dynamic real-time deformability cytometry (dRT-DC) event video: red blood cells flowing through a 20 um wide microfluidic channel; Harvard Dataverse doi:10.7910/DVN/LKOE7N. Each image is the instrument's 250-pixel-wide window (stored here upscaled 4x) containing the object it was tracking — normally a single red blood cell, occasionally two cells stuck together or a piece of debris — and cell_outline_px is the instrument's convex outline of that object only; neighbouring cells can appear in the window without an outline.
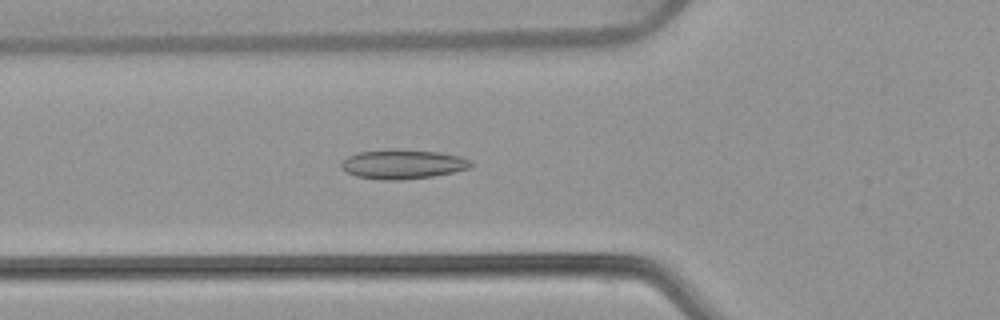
{"species": "common noctule bat (a hibernating species)", "species_latin": "Nyctalus noctula", "temperature_condition": "warm", "stored_images_in_passage": 53, "camera_frame_rate_fps": 3000, "um_per_image_px": 0.085, "animal": {"sex": "female", "body_mass_g": 22.7, "forearm_length_mm": 54.2}, "frame": {"image": 1, "passage_image": 19, "time_ms": 6.0, "image_size_px": [1000, 320], "cell_outline_px": [[472, 164], [468, 168], [452, 172], [432, 176], [400, 180], [380, 180], [356, 176], [348, 172], [340, 164], [348, 156], [360, 152], [436, 152], [460, 156], [472, 160]], "centroid_in_image_um": [34.26, 14.01], "position_along_channel_um": 91.5, "area_um2": 20.92}}
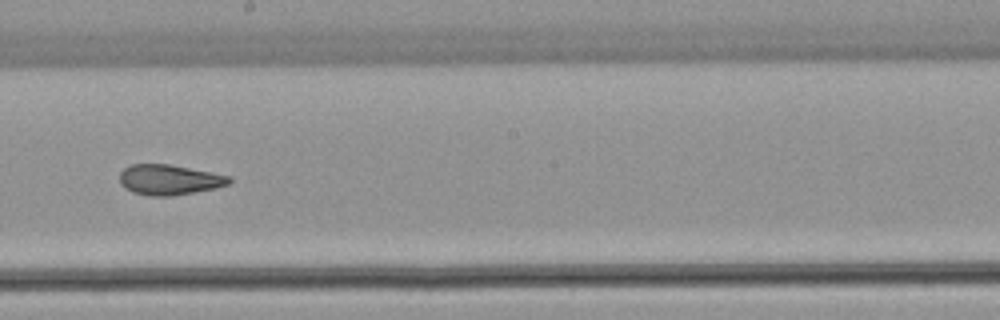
{"frame": {"image": 2, "passage_image": 30, "time_ms": 9.667, "image_size_px": [1000, 320], "cell_outline_px": [[232, 180], [228, 184], [216, 188], [172, 196], [148, 196], [132, 192], [124, 188], [120, 184], [120, 172], [128, 164], [168, 164], [212, 172], [232, 176]], "centroid_in_image_um": [14.37, 15.28], "position_along_channel_um": 233.8, "area_um2": 19.54}}
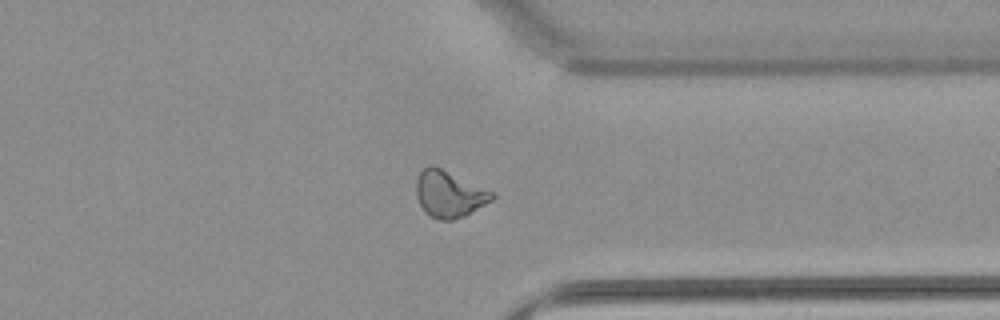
{"frame": {"image": 3, "passage_image": 41, "time_ms": 13.333, "image_size_px": [1000, 320], "cell_outline_px": [[496, 196], [492, 200], [464, 216], [452, 220], [440, 220], [424, 212], [416, 196], [416, 180], [420, 172], [428, 164], [432, 164], [496, 192]], "centroid_in_image_um": [38.19, 16.48], "position_along_channel_um": 373.2, "area_um2": 20.69}, "authors_computed_cell_mechanics": {"area_um2": 20.9236, "velocity_mm_per_s": 3.8758, "shape_relaxation_time_tau1_ms": null, "shape_relaxation_time_tau2_ms": 2.5916, "deformation_change_tau1": null, "deformation_change_tau2": 0.084}}